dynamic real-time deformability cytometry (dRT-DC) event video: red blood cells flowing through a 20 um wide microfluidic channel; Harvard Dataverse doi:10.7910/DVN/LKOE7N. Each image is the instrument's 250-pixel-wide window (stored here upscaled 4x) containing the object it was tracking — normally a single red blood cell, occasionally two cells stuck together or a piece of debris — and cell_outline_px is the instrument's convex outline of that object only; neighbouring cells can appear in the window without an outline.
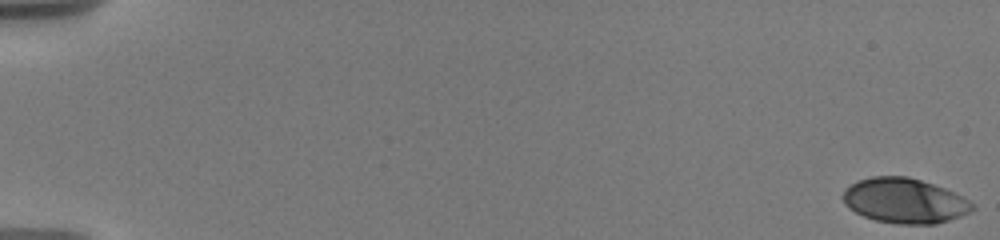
{"species": "human", "species_latin": "Homo sapiens", "temperature_condition": "warm", "stored_images_in_passage": 30, "camera_frame_rate_fps": 3000, "um_per_image_px": 0.085, "donor": {"sex": "male"}, "frame": {"image": 1, "passage_image": 1, "time_ms": 0.0, "image_size_px": [1000, 240], "cell_outline_px": [[976, 208], [960, 216], [936, 224], [896, 224], [876, 220], [864, 216], [848, 208], [844, 204], [840, 196], [844, 188], [848, 184], [856, 180], [872, 176], [908, 176], [944, 188], [976, 204]], "centroid_in_image_um": [76.82, 17.05], "position_along_channel_um": 8.2, "area_um2": 34.16}}
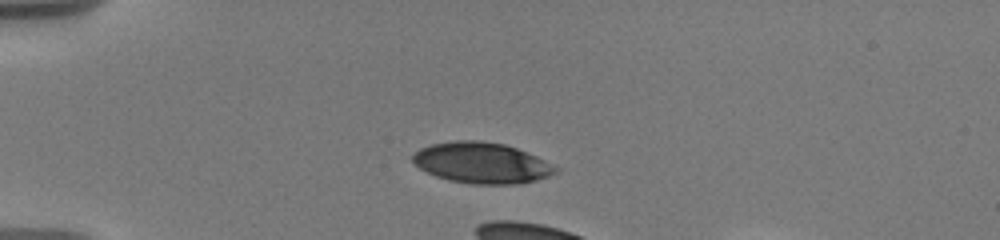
{"frame": {"image": 2, "passage_image": 23, "time_ms": 5.0, "image_size_px": [1000, 240], "cell_outline_px": [[560, 172], [536, 180], [520, 184], [472, 184], [448, 180], [436, 176], [420, 168], [412, 160], [412, 156], [420, 148], [432, 144], [456, 140], [480, 140], [504, 144], [516, 148], [536, 156], [560, 168]], "centroid_in_image_um": [40.97, 13.85], "position_along_channel_um": 44.0, "area_um2": 34.04}}